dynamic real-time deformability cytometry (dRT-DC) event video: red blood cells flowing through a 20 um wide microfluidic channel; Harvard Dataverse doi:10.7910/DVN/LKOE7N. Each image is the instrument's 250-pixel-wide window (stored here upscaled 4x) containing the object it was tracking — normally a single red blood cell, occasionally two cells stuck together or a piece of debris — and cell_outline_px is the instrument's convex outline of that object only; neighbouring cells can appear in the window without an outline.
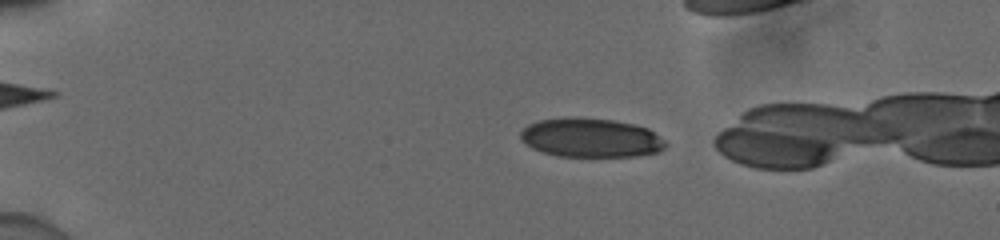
{"species": "human", "species_latin": "Homo sapiens", "temperature_condition": "cold", "stored_images_in_passage": 47, "camera_frame_rate_fps": 3000, "um_per_image_px": 0.085, "donor": {"sex": "male"}, "frame": {"image": 1, "passage_image": 9, "time_ms": 2.667, "image_size_px": [1000, 240], "cell_outline_px": [[668, 144], [664, 148], [656, 152], [636, 156], [556, 156], [532, 148], [520, 136], [520, 132], [528, 124], [536, 120], [564, 116], [580, 116], [612, 120], [632, 124], [648, 128], [660, 136]], "centroid_in_image_um": [50.2, 11.68], "position_along_channel_um": 34.8, "area_um2": 33.23}}
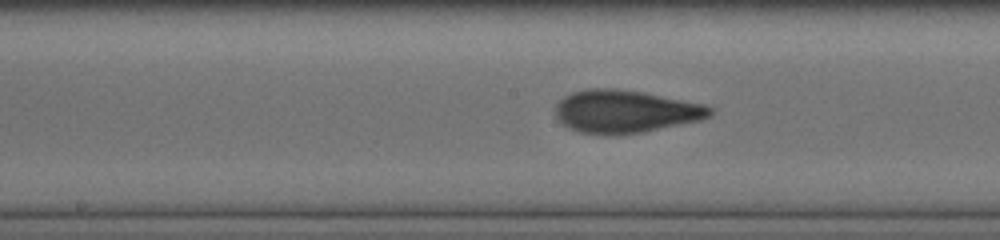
{"frame": {"image": 2, "passage_image": 27, "time_ms": 8.667, "image_size_px": [1000, 240], "cell_outline_px": [[712, 112], [708, 116], [700, 120], [644, 132], [616, 136], [608, 136], [580, 132], [564, 124], [556, 116], [556, 104], [564, 96], [572, 92], [588, 88], [616, 88], [644, 92], [704, 104], [712, 108]], "centroid_in_image_um": [53.14, 9.48], "position_along_channel_um": 195.1, "area_um2": 38.67}}
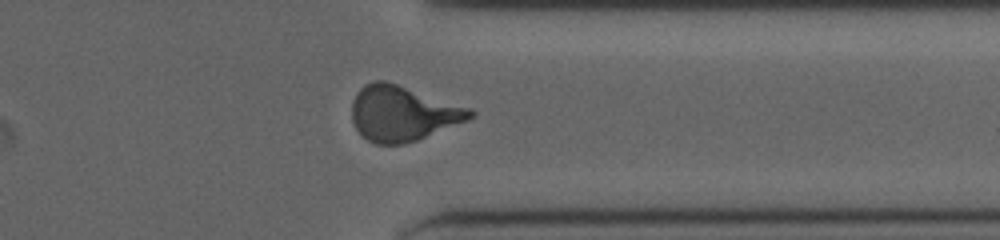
{"frame": {"image": 3, "passage_image": 41, "time_ms": 13.333, "image_size_px": [1000, 240], "cell_outline_px": [[476, 112], [468, 120], [416, 140], [404, 144], [376, 144], [368, 140], [356, 128], [352, 120], [352, 100], [356, 92], [364, 84], [376, 80], [384, 80], [472, 108]], "centroid_in_image_um": [34.22, 9.63], "position_along_channel_um": 377.2, "area_um2": 37.86}}